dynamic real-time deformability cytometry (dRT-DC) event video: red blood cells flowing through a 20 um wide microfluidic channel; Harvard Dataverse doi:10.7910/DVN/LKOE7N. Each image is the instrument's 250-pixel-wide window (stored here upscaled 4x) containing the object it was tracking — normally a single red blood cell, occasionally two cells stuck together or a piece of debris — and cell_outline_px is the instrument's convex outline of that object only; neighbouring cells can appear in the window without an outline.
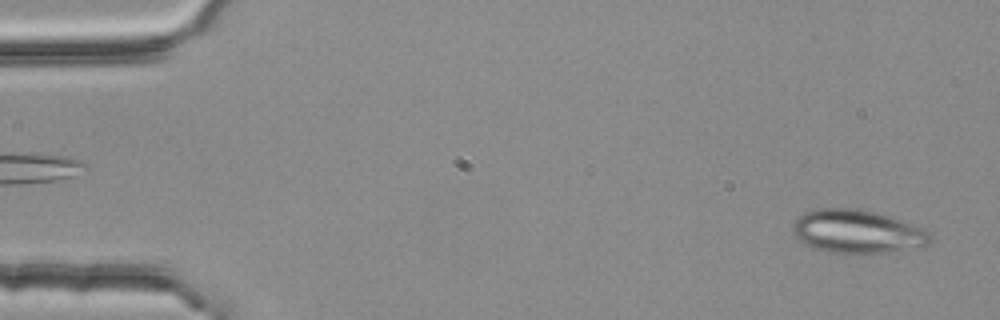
{"species": "common noctule bat (a hibernating species)", "species_latin": "Nyctalus noctula", "temperature_condition": "room temperature", "stored_images_in_passage": 53, "camera_frame_rate_fps": 3000, "um_per_image_px": 0.085, "animal": {"sex": "female", "body_mass_g": 25.1}, "frame": {"image": 1, "passage_image": 2, "time_ms": 0.333, "image_size_px": [1000, 320], "cell_outline_px": [[936, 240], [928, 244], [884, 252], [828, 252], [804, 244], [792, 232], [792, 224], [804, 212], [816, 208], [860, 208], [876, 212], [924, 228]], "centroid_in_image_um": [72.84, 19.65], "position_along_channel_um": 12.2, "area_um2": 34.33}}
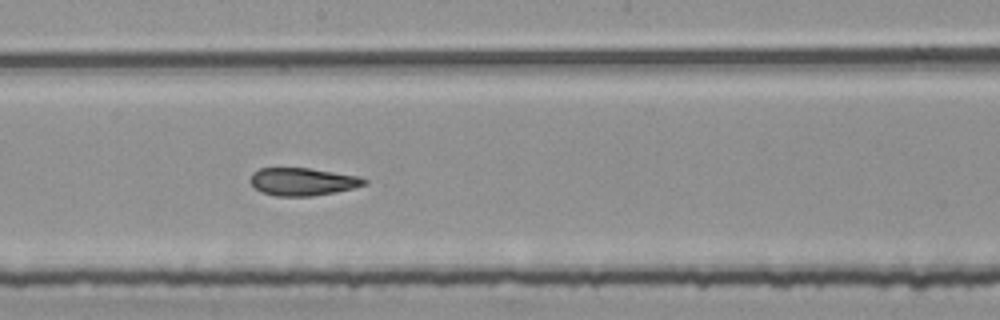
{"frame": {"image": 2, "passage_image": 29, "time_ms": 9.333, "image_size_px": [1000, 320], "cell_outline_px": [[368, 184], [336, 192], [312, 196], [276, 196], [264, 192], [256, 188], [248, 180], [252, 172], [260, 168], [312, 168], [360, 176], [368, 180]], "centroid_in_image_um": [25.75, 15.43], "position_along_channel_um": 222.4, "area_um2": 18.55}}
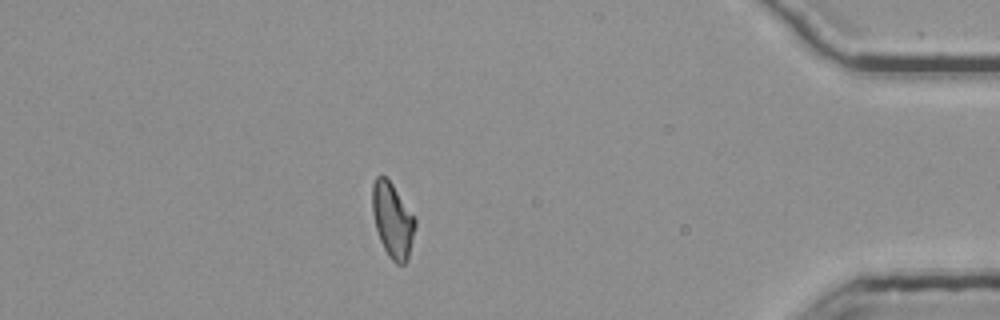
{"frame": {"image": 3, "passage_image": 47, "time_ms": 15.333, "image_size_px": [1000, 320], "cell_outline_px": [[416, 228], [408, 260], [404, 264], [396, 264], [388, 256], [380, 240], [376, 228], [372, 212], [372, 184], [376, 176], [384, 176], [392, 184], [416, 216]], "centroid_in_image_um": [33.39, 18.73], "position_along_channel_um": 401.8, "area_um2": 18.96}, "authors_computed_cell_mechanics": {"area_um2": 19.074, "velocity_mm_per_s": 3.7558, "shape_relaxation_time_tau1_ms": null, "shape_relaxation_time_tau2_ms": 1.917, "deformation_change_tau1": null, "deformation_change_tau2": 0.1019}}